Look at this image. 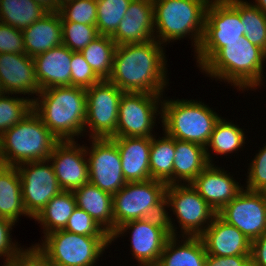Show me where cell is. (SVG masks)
Masks as SVG:
<instances>
[{"label": "cell", "instance_id": "obj_35", "mask_svg": "<svg viewBox=\"0 0 266 266\" xmlns=\"http://www.w3.org/2000/svg\"><path fill=\"white\" fill-rule=\"evenodd\" d=\"M96 28L99 35L112 36L132 0H96Z\"/></svg>", "mask_w": 266, "mask_h": 266}, {"label": "cell", "instance_id": "obj_46", "mask_svg": "<svg viewBox=\"0 0 266 266\" xmlns=\"http://www.w3.org/2000/svg\"><path fill=\"white\" fill-rule=\"evenodd\" d=\"M251 266H266V232L251 241Z\"/></svg>", "mask_w": 266, "mask_h": 266}, {"label": "cell", "instance_id": "obj_39", "mask_svg": "<svg viewBox=\"0 0 266 266\" xmlns=\"http://www.w3.org/2000/svg\"><path fill=\"white\" fill-rule=\"evenodd\" d=\"M63 230L83 236L111 237L87 212L78 207L69 217Z\"/></svg>", "mask_w": 266, "mask_h": 266}, {"label": "cell", "instance_id": "obj_12", "mask_svg": "<svg viewBox=\"0 0 266 266\" xmlns=\"http://www.w3.org/2000/svg\"><path fill=\"white\" fill-rule=\"evenodd\" d=\"M162 95L124 92L119 102L118 123L113 137H153L156 117L162 114Z\"/></svg>", "mask_w": 266, "mask_h": 266}, {"label": "cell", "instance_id": "obj_41", "mask_svg": "<svg viewBox=\"0 0 266 266\" xmlns=\"http://www.w3.org/2000/svg\"><path fill=\"white\" fill-rule=\"evenodd\" d=\"M258 152L248 168L245 189L264 192L266 190V143Z\"/></svg>", "mask_w": 266, "mask_h": 266}, {"label": "cell", "instance_id": "obj_10", "mask_svg": "<svg viewBox=\"0 0 266 266\" xmlns=\"http://www.w3.org/2000/svg\"><path fill=\"white\" fill-rule=\"evenodd\" d=\"M239 11L228 0H211L206 9L204 33L196 51L201 69L222 47L224 42L240 40L245 35Z\"/></svg>", "mask_w": 266, "mask_h": 266}, {"label": "cell", "instance_id": "obj_22", "mask_svg": "<svg viewBox=\"0 0 266 266\" xmlns=\"http://www.w3.org/2000/svg\"><path fill=\"white\" fill-rule=\"evenodd\" d=\"M72 51L60 45L33 57L40 90L71 86Z\"/></svg>", "mask_w": 266, "mask_h": 266}, {"label": "cell", "instance_id": "obj_6", "mask_svg": "<svg viewBox=\"0 0 266 266\" xmlns=\"http://www.w3.org/2000/svg\"><path fill=\"white\" fill-rule=\"evenodd\" d=\"M161 118L164 133L174 139L206 147L215 124L220 119L214 110L201 101L162 99Z\"/></svg>", "mask_w": 266, "mask_h": 266}, {"label": "cell", "instance_id": "obj_42", "mask_svg": "<svg viewBox=\"0 0 266 266\" xmlns=\"http://www.w3.org/2000/svg\"><path fill=\"white\" fill-rule=\"evenodd\" d=\"M26 54L23 31L0 22V54Z\"/></svg>", "mask_w": 266, "mask_h": 266}, {"label": "cell", "instance_id": "obj_44", "mask_svg": "<svg viewBox=\"0 0 266 266\" xmlns=\"http://www.w3.org/2000/svg\"><path fill=\"white\" fill-rule=\"evenodd\" d=\"M6 266H55L35 245L24 248Z\"/></svg>", "mask_w": 266, "mask_h": 266}, {"label": "cell", "instance_id": "obj_28", "mask_svg": "<svg viewBox=\"0 0 266 266\" xmlns=\"http://www.w3.org/2000/svg\"><path fill=\"white\" fill-rule=\"evenodd\" d=\"M27 216L21 192V179L15 166L0 164V217L15 224L19 216Z\"/></svg>", "mask_w": 266, "mask_h": 266}, {"label": "cell", "instance_id": "obj_4", "mask_svg": "<svg viewBox=\"0 0 266 266\" xmlns=\"http://www.w3.org/2000/svg\"><path fill=\"white\" fill-rule=\"evenodd\" d=\"M59 140L32 109L19 123L0 136V164H20L48 160Z\"/></svg>", "mask_w": 266, "mask_h": 266}, {"label": "cell", "instance_id": "obj_17", "mask_svg": "<svg viewBox=\"0 0 266 266\" xmlns=\"http://www.w3.org/2000/svg\"><path fill=\"white\" fill-rule=\"evenodd\" d=\"M75 140L59 141L48 160L62 190L73 191L89 182L85 146Z\"/></svg>", "mask_w": 266, "mask_h": 266}, {"label": "cell", "instance_id": "obj_34", "mask_svg": "<svg viewBox=\"0 0 266 266\" xmlns=\"http://www.w3.org/2000/svg\"><path fill=\"white\" fill-rule=\"evenodd\" d=\"M240 13L245 37L254 45L266 50V15L255 5L244 0H228Z\"/></svg>", "mask_w": 266, "mask_h": 266}, {"label": "cell", "instance_id": "obj_43", "mask_svg": "<svg viewBox=\"0 0 266 266\" xmlns=\"http://www.w3.org/2000/svg\"><path fill=\"white\" fill-rule=\"evenodd\" d=\"M14 225L15 223L13 221L0 217V257H4L6 264L23 249L12 241L10 231Z\"/></svg>", "mask_w": 266, "mask_h": 266}, {"label": "cell", "instance_id": "obj_37", "mask_svg": "<svg viewBox=\"0 0 266 266\" xmlns=\"http://www.w3.org/2000/svg\"><path fill=\"white\" fill-rule=\"evenodd\" d=\"M62 22L96 25V0H64L59 10Z\"/></svg>", "mask_w": 266, "mask_h": 266}, {"label": "cell", "instance_id": "obj_33", "mask_svg": "<svg viewBox=\"0 0 266 266\" xmlns=\"http://www.w3.org/2000/svg\"><path fill=\"white\" fill-rule=\"evenodd\" d=\"M115 48L116 43L110 36L99 35L81 51L101 80H108L111 76Z\"/></svg>", "mask_w": 266, "mask_h": 266}, {"label": "cell", "instance_id": "obj_8", "mask_svg": "<svg viewBox=\"0 0 266 266\" xmlns=\"http://www.w3.org/2000/svg\"><path fill=\"white\" fill-rule=\"evenodd\" d=\"M111 244V237L78 235L66 230L53 231L35 246L55 266H95L103 251Z\"/></svg>", "mask_w": 266, "mask_h": 266}, {"label": "cell", "instance_id": "obj_11", "mask_svg": "<svg viewBox=\"0 0 266 266\" xmlns=\"http://www.w3.org/2000/svg\"><path fill=\"white\" fill-rule=\"evenodd\" d=\"M165 207H171L182 237H199L217 215L191 183L167 185Z\"/></svg>", "mask_w": 266, "mask_h": 266}, {"label": "cell", "instance_id": "obj_5", "mask_svg": "<svg viewBox=\"0 0 266 266\" xmlns=\"http://www.w3.org/2000/svg\"><path fill=\"white\" fill-rule=\"evenodd\" d=\"M210 1L152 0L155 40L164 44L190 35L196 52L204 33L206 9Z\"/></svg>", "mask_w": 266, "mask_h": 266}, {"label": "cell", "instance_id": "obj_23", "mask_svg": "<svg viewBox=\"0 0 266 266\" xmlns=\"http://www.w3.org/2000/svg\"><path fill=\"white\" fill-rule=\"evenodd\" d=\"M121 157L122 173L127 182H143L150 176V137H112Z\"/></svg>", "mask_w": 266, "mask_h": 266}, {"label": "cell", "instance_id": "obj_27", "mask_svg": "<svg viewBox=\"0 0 266 266\" xmlns=\"http://www.w3.org/2000/svg\"><path fill=\"white\" fill-rule=\"evenodd\" d=\"M208 165L205 147L175 139L173 184L191 183Z\"/></svg>", "mask_w": 266, "mask_h": 266}, {"label": "cell", "instance_id": "obj_19", "mask_svg": "<svg viewBox=\"0 0 266 266\" xmlns=\"http://www.w3.org/2000/svg\"><path fill=\"white\" fill-rule=\"evenodd\" d=\"M221 167L209 164L192 182L198 194L218 213L244 188L233 175Z\"/></svg>", "mask_w": 266, "mask_h": 266}, {"label": "cell", "instance_id": "obj_3", "mask_svg": "<svg viewBox=\"0 0 266 266\" xmlns=\"http://www.w3.org/2000/svg\"><path fill=\"white\" fill-rule=\"evenodd\" d=\"M265 52L245 35L240 40L224 42L222 47L200 70L208 77L231 83L237 89L249 90L263 85Z\"/></svg>", "mask_w": 266, "mask_h": 266}, {"label": "cell", "instance_id": "obj_24", "mask_svg": "<svg viewBox=\"0 0 266 266\" xmlns=\"http://www.w3.org/2000/svg\"><path fill=\"white\" fill-rule=\"evenodd\" d=\"M22 31L25 53L30 57L62 45V21L59 12L46 13Z\"/></svg>", "mask_w": 266, "mask_h": 266}, {"label": "cell", "instance_id": "obj_1", "mask_svg": "<svg viewBox=\"0 0 266 266\" xmlns=\"http://www.w3.org/2000/svg\"><path fill=\"white\" fill-rule=\"evenodd\" d=\"M162 46L155 39L116 45L108 80L123 92L163 94L169 82Z\"/></svg>", "mask_w": 266, "mask_h": 266}, {"label": "cell", "instance_id": "obj_40", "mask_svg": "<svg viewBox=\"0 0 266 266\" xmlns=\"http://www.w3.org/2000/svg\"><path fill=\"white\" fill-rule=\"evenodd\" d=\"M100 81L101 79L86 62L81 52H72L71 86L88 88Z\"/></svg>", "mask_w": 266, "mask_h": 266}, {"label": "cell", "instance_id": "obj_9", "mask_svg": "<svg viewBox=\"0 0 266 266\" xmlns=\"http://www.w3.org/2000/svg\"><path fill=\"white\" fill-rule=\"evenodd\" d=\"M168 213L166 210L165 217H149L124 223L111 234V243L127 230H132V256L139 266H156L167 240L178 235L177 227L172 224V216H168Z\"/></svg>", "mask_w": 266, "mask_h": 266}, {"label": "cell", "instance_id": "obj_16", "mask_svg": "<svg viewBox=\"0 0 266 266\" xmlns=\"http://www.w3.org/2000/svg\"><path fill=\"white\" fill-rule=\"evenodd\" d=\"M217 214L253 241L266 232V195L243 189Z\"/></svg>", "mask_w": 266, "mask_h": 266}, {"label": "cell", "instance_id": "obj_38", "mask_svg": "<svg viewBox=\"0 0 266 266\" xmlns=\"http://www.w3.org/2000/svg\"><path fill=\"white\" fill-rule=\"evenodd\" d=\"M62 44L72 52H81L99 34L96 25L76 22H62Z\"/></svg>", "mask_w": 266, "mask_h": 266}, {"label": "cell", "instance_id": "obj_21", "mask_svg": "<svg viewBox=\"0 0 266 266\" xmlns=\"http://www.w3.org/2000/svg\"><path fill=\"white\" fill-rule=\"evenodd\" d=\"M199 237L207 255L222 257L251 255V241L218 214Z\"/></svg>", "mask_w": 266, "mask_h": 266}, {"label": "cell", "instance_id": "obj_45", "mask_svg": "<svg viewBox=\"0 0 266 266\" xmlns=\"http://www.w3.org/2000/svg\"><path fill=\"white\" fill-rule=\"evenodd\" d=\"M205 266H251V255L228 257L207 255Z\"/></svg>", "mask_w": 266, "mask_h": 266}, {"label": "cell", "instance_id": "obj_36", "mask_svg": "<svg viewBox=\"0 0 266 266\" xmlns=\"http://www.w3.org/2000/svg\"><path fill=\"white\" fill-rule=\"evenodd\" d=\"M8 95V96H5ZM13 94L0 95V136L19 123L33 109V98L10 97Z\"/></svg>", "mask_w": 266, "mask_h": 266}, {"label": "cell", "instance_id": "obj_29", "mask_svg": "<svg viewBox=\"0 0 266 266\" xmlns=\"http://www.w3.org/2000/svg\"><path fill=\"white\" fill-rule=\"evenodd\" d=\"M76 208L74 193L62 190L46 204L34 219L43 225L45 236L53 231L63 230Z\"/></svg>", "mask_w": 266, "mask_h": 266}, {"label": "cell", "instance_id": "obj_20", "mask_svg": "<svg viewBox=\"0 0 266 266\" xmlns=\"http://www.w3.org/2000/svg\"><path fill=\"white\" fill-rule=\"evenodd\" d=\"M154 31L152 0H132L111 38L116 45L145 43L155 39Z\"/></svg>", "mask_w": 266, "mask_h": 266}, {"label": "cell", "instance_id": "obj_13", "mask_svg": "<svg viewBox=\"0 0 266 266\" xmlns=\"http://www.w3.org/2000/svg\"><path fill=\"white\" fill-rule=\"evenodd\" d=\"M123 91L109 80L86 88V121L91 138H112L116 133L119 102Z\"/></svg>", "mask_w": 266, "mask_h": 266}, {"label": "cell", "instance_id": "obj_25", "mask_svg": "<svg viewBox=\"0 0 266 266\" xmlns=\"http://www.w3.org/2000/svg\"><path fill=\"white\" fill-rule=\"evenodd\" d=\"M72 192L77 207L87 212L111 236L114 232L113 195L90 182Z\"/></svg>", "mask_w": 266, "mask_h": 266}, {"label": "cell", "instance_id": "obj_15", "mask_svg": "<svg viewBox=\"0 0 266 266\" xmlns=\"http://www.w3.org/2000/svg\"><path fill=\"white\" fill-rule=\"evenodd\" d=\"M91 141V149L85 146L89 182L114 195L127 184L117 144L112 138H91Z\"/></svg>", "mask_w": 266, "mask_h": 266}, {"label": "cell", "instance_id": "obj_47", "mask_svg": "<svg viewBox=\"0 0 266 266\" xmlns=\"http://www.w3.org/2000/svg\"><path fill=\"white\" fill-rule=\"evenodd\" d=\"M34 1L38 3L47 13L59 12L63 2L62 0H34Z\"/></svg>", "mask_w": 266, "mask_h": 266}, {"label": "cell", "instance_id": "obj_30", "mask_svg": "<svg viewBox=\"0 0 266 266\" xmlns=\"http://www.w3.org/2000/svg\"><path fill=\"white\" fill-rule=\"evenodd\" d=\"M162 138L151 137L150 176L151 179L173 184V163L175 158V139L164 133Z\"/></svg>", "mask_w": 266, "mask_h": 266}, {"label": "cell", "instance_id": "obj_7", "mask_svg": "<svg viewBox=\"0 0 266 266\" xmlns=\"http://www.w3.org/2000/svg\"><path fill=\"white\" fill-rule=\"evenodd\" d=\"M167 184L150 179L143 182H127L113 195L114 231L126 222L165 217Z\"/></svg>", "mask_w": 266, "mask_h": 266}, {"label": "cell", "instance_id": "obj_2", "mask_svg": "<svg viewBox=\"0 0 266 266\" xmlns=\"http://www.w3.org/2000/svg\"><path fill=\"white\" fill-rule=\"evenodd\" d=\"M33 99V110L59 140H75L83 136L86 121V88L77 86L50 87L40 90Z\"/></svg>", "mask_w": 266, "mask_h": 266}, {"label": "cell", "instance_id": "obj_26", "mask_svg": "<svg viewBox=\"0 0 266 266\" xmlns=\"http://www.w3.org/2000/svg\"><path fill=\"white\" fill-rule=\"evenodd\" d=\"M178 241L177 236L167 240L156 266L206 265L207 253L200 237L183 236L181 243Z\"/></svg>", "mask_w": 266, "mask_h": 266}, {"label": "cell", "instance_id": "obj_48", "mask_svg": "<svg viewBox=\"0 0 266 266\" xmlns=\"http://www.w3.org/2000/svg\"><path fill=\"white\" fill-rule=\"evenodd\" d=\"M255 5L263 14L266 15V0H255Z\"/></svg>", "mask_w": 266, "mask_h": 266}, {"label": "cell", "instance_id": "obj_49", "mask_svg": "<svg viewBox=\"0 0 266 266\" xmlns=\"http://www.w3.org/2000/svg\"><path fill=\"white\" fill-rule=\"evenodd\" d=\"M3 94V90L1 88V85H0V95Z\"/></svg>", "mask_w": 266, "mask_h": 266}, {"label": "cell", "instance_id": "obj_32", "mask_svg": "<svg viewBox=\"0 0 266 266\" xmlns=\"http://www.w3.org/2000/svg\"><path fill=\"white\" fill-rule=\"evenodd\" d=\"M245 134L243 129L234 123L228 122L222 117L215 124L210 140L206 145V155L209 164H213L209 148L217 155H227L238 151L245 144Z\"/></svg>", "mask_w": 266, "mask_h": 266}, {"label": "cell", "instance_id": "obj_14", "mask_svg": "<svg viewBox=\"0 0 266 266\" xmlns=\"http://www.w3.org/2000/svg\"><path fill=\"white\" fill-rule=\"evenodd\" d=\"M49 163V160H42L17 166L24 207L31 219H34L46 204L62 191Z\"/></svg>", "mask_w": 266, "mask_h": 266}, {"label": "cell", "instance_id": "obj_31", "mask_svg": "<svg viewBox=\"0 0 266 266\" xmlns=\"http://www.w3.org/2000/svg\"><path fill=\"white\" fill-rule=\"evenodd\" d=\"M47 12L34 0H0V22L23 30Z\"/></svg>", "mask_w": 266, "mask_h": 266}, {"label": "cell", "instance_id": "obj_18", "mask_svg": "<svg viewBox=\"0 0 266 266\" xmlns=\"http://www.w3.org/2000/svg\"><path fill=\"white\" fill-rule=\"evenodd\" d=\"M0 85L5 94H37L40 88L35 76L33 57L27 54H0Z\"/></svg>", "mask_w": 266, "mask_h": 266}]
</instances>
